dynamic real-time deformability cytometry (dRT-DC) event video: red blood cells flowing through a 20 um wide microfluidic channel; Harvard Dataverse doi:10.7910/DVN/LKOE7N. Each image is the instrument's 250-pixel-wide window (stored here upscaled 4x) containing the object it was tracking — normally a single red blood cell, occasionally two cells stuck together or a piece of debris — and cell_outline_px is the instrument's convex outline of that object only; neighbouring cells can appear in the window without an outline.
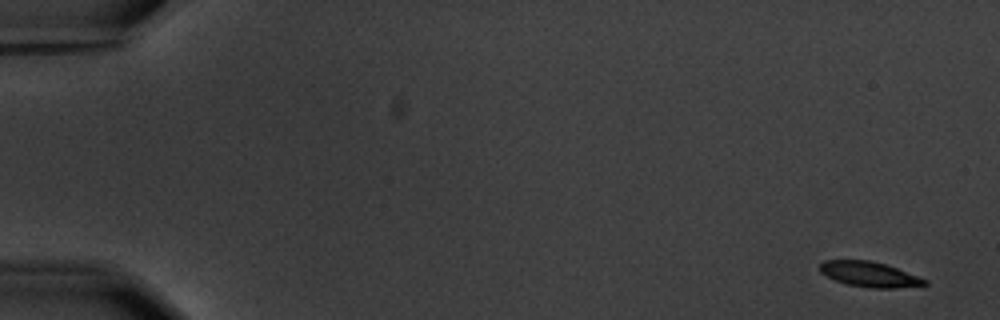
{"species": "common noctule bat (a hibernating species)", "species_latin": "Nyctalus noctula", "temperature_condition": "warm", "stored_images_in_passage": 13, "camera_frame_rate_fps": 3000, "um_per_image_px": 0.085, "animal": {"sex": "male", "body_mass_g": 20.1, "forearm_length_mm": 53.5}, "frame": {"image": 1, "passage_image": 1, "time_ms": 0.0, "image_size_px": [1000, 320], "cell_outline_px": [[928, 284], [892, 288], [872, 288], [848, 284], [836, 280], [820, 272], [820, 264], [824, 260], [868, 260], [884, 264], [896, 268], [928, 280]], "centroid_in_image_um": [73.89, 23.31], "position_along_channel_um": 11.1, "area_um2": 15.03}}
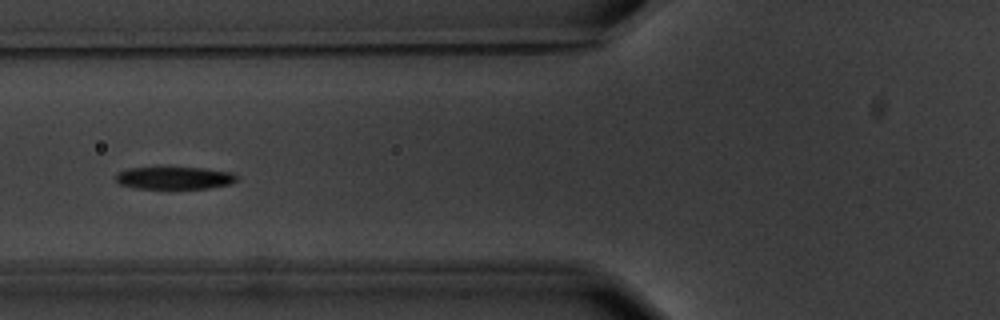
{"frame": {"image": 2, "passage_image": 6, "time_ms": 7.0, "image_size_px": [1000, 320], "cell_outline_px": [[240, 176], [232, 184], [208, 188], [136, 188], [120, 184], [116, 180], [116, 172], [128, 168], [156, 164], [204, 168], [236, 172]], "centroid_in_image_um": [14.83, 15.06], "position_along_channel_um": 111.0, "area_um2": 16.99}}
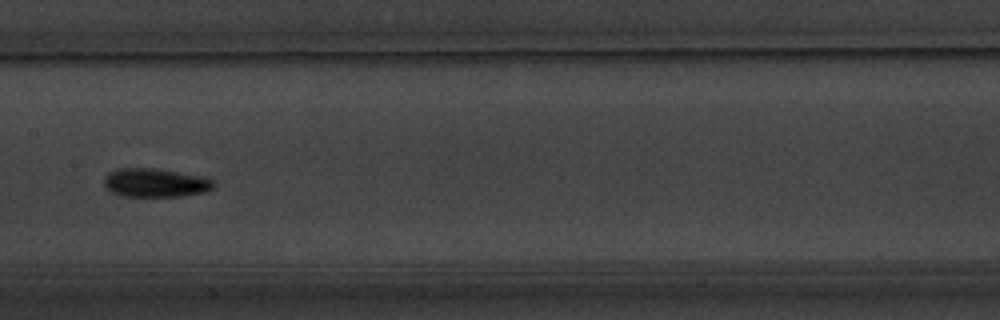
{"frame": {"image": 3, "passage_image": 8, "time_ms": 9.333, "image_size_px": [1000, 320], "cell_outline_px": [[216, 184], [212, 188], [204, 192], [180, 196], [120, 196], [112, 192], [104, 184], [104, 176], [108, 172], [116, 168], [156, 168], [200, 176], [212, 180]], "centroid_in_image_um": [13.16, 15.52], "position_along_channel_um": 194.2, "area_um2": 18.26}, "authors_computed_cell_mechanics": {"area_um2": 16.762, "velocity_mm_per_s": 3.565, "shape_relaxation_time_tau1_ms": 1.6054, "shape_relaxation_time_tau2_ms": null, "deformation_change_tau1": 0.1, "deformation_change_tau2": null}}